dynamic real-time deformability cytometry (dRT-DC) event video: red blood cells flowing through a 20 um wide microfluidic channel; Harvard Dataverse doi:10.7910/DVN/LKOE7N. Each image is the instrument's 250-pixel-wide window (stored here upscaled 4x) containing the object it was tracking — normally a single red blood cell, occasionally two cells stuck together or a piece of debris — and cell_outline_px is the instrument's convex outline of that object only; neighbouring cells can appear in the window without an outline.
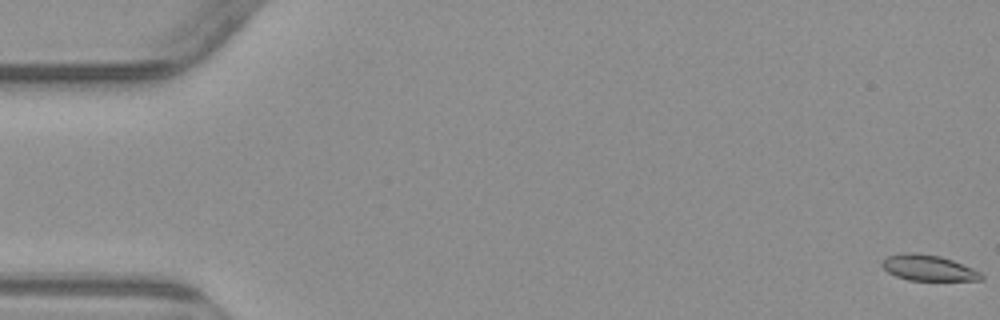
{"species": "common noctule bat (a hibernating species)", "species_latin": "Nyctalus noctula", "temperature_condition": "warm", "stored_images_in_passage": 7, "camera_frame_rate_fps": 3000, "um_per_image_px": 0.085, "animal": {"sex": "male", "body_mass_g": 23.1, "forearm_length_mm": 52.7}, "frame": {"image": 1, "passage_image": 1, "time_ms": 0.0, "image_size_px": [1000, 320], "cell_outline_px": [[984, 280], [908, 280], [896, 276], [888, 272], [880, 264], [888, 256], [904, 252], [916, 252], [940, 256], [952, 260], [972, 268], [980, 272], [984, 276]], "centroid_in_image_um": [78.91, 22.76], "position_along_channel_um": 6.1, "area_um2": 14.85}}
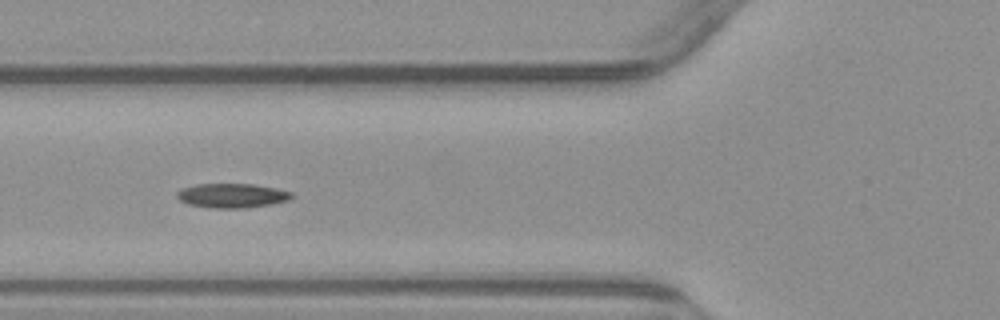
{"frame": {"image": 2, "passage_image": 6, "time_ms": 6.667, "image_size_px": [1000, 320], "cell_outline_px": [[292, 196], [288, 200], [272, 204], [248, 208], [212, 208], [188, 204], [180, 200], [176, 196], [176, 192], [184, 188], [196, 184], [252, 184], [276, 188], [292, 192]], "centroid_in_image_um": [19.72, 16.63], "position_along_channel_um": 106.1, "area_um2": 16.24}}
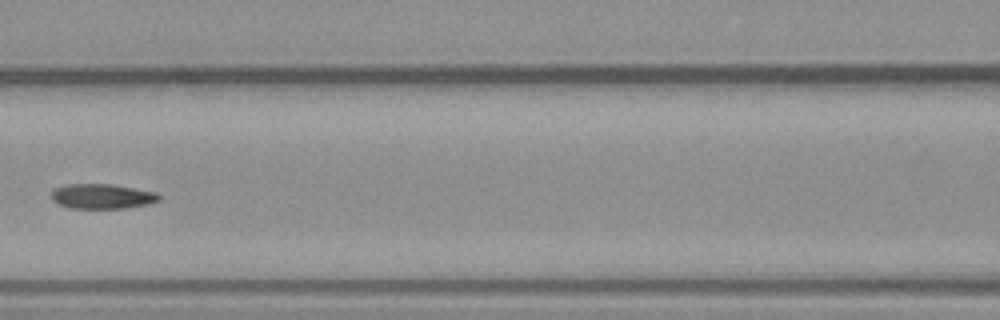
{"frame": {"image": 3, "passage_image": 7, "time_ms": 8.0, "image_size_px": [1000, 320], "cell_outline_px": [[160, 200], [148, 204], [124, 208], [68, 208], [56, 204], [52, 200], [52, 192], [56, 188], [64, 184], [112, 184], [156, 192], [160, 196]], "centroid_in_image_um": [8.65, 16.69], "position_along_channel_um": 157.9, "area_um2": 15.66}}